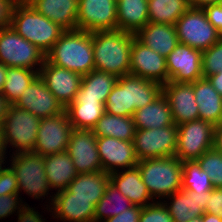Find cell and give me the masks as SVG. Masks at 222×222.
Wrapping results in <instances>:
<instances>
[{"label": "cell", "mask_w": 222, "mask_h": 222, "mask_svg": "<svg viewBox=\"0 0 222 222\" xmlns=\"http://www.w3.org/2000/svg\"><path fill=\"white\" fill-rule=\"evenodd\" d=\"M163 85L131 74L118 77L107 96L105 112L133 117L136 110L152 103L162 94Z\"/></svg>", "instance_id": "1"}, {"label": "cell", "mask_w": 222, "mask_h": 222, "mask_svg": "<svg viewBox=\"0 0 222 222\" xmlns=\"http://www.w3.org/2000/svg\"><path fill=\"white\" fill-rule=\"evenodd\" d=\"M45 59L58 67L85 75L95 70L92 33L84 30H65Z\"/></svg>", "instance_id": "2"}, {"label": "cell", "mask_w": 222, "mask_h": 222, "mask_svg": "<svg viewBox=\"0 0 222 222\" xmlns=\"http://www.w3.org/2000/svg\"><path fill=\"white\" fill-rule=\"evenodd\" d=\"M134 33L122 30L92 32L95 70L122 77L130 71Z\"/></svg>", "instance_id": "3"}, {"label": "cell", "mask_w": 222, "mask_h": 222, "mask_svg": "<svg viewBox=\"0 0 222 222\" xmlns=\"http://www.w3.org/2000/svg\"><path fill=\"white\" fill-rule=\"evenodd\" d=\"M13 29L45 55L65 31L38 13L26 0H20L12 13Z\"/></svg>", "instance_id": "4"}, {"label": "cell", "mask_w": 222, "mask_h": 222, "mask_svg": "<svg viewBox=\"0 0 222 222\" xmlns=\"http://www.w3.org/2000/svg\"><path fill=\"white\" fill-rule=\"evenodd\" d=\"M137 167L155 201H162L182 189V161L175 156L143 159Z\"/></svg>", "instance_id": "5"}, {"label": "cell", "mask_w": 222, "mask_h": 222, "mask_svg": "<svg viewBox=\"0 0 222 222\" xmlns=\"http://www.w3.org/2000/svg\"><path fill=\"white\" fill-rule=\"evenodd\" d=\"M8 158L7 165L14 171L18 181V194L21 196L23 191L31 199H42V202L46 198L49 201L44 202L47 203L45 206L50 207L54 194L49 193L52 190L45 174L44 157L34 152H23Z\"/></svg>", "instance_id": "6"}, {"label": "cell", "mask_w": 222, "mask_h": 222, "mask_svg": "<svg viewBox=\"0 0 222 222\" xmlns=\"http://www.w3.org/2000/svg\"><path fill=\"white\" fill-rule=\"evenodd\" d=\"M40 120L27 110L20 109L15 105L9 106L1 127V145L7 155L33 151Z\"/></svg>", "instance_id": "7"}, {"label": "cell", "mask_w": 222, "mask_h": 222, "mask_svg": "<svg viewBox=\"0 0 222 222\" xmlns=\"http://www.w3.org/2000/svg\"><path fill=\"white\" fill-rule=\"evenodd\" d=\"M45 54L21 37L12 26L0 29V63L40 72Z\"/></svg>", "instance_id": "8"}, {"label": "cell", "mask_w": 222, "mask_h": 222, "mask_svg": "<svg viewBox=\"0 0 222 222\" xmlns=\"http://www.w3.org/2000/svg\"><path fill=\"white\" fill-rule=\"evenodd\" d=\"M175 28L179 43L201 51L209 49L222 38L201 7H190L177 20Z\"/></svg>", "instance_id": "9"}, {"label": "cell", "mask_w": 222, "mask_h": 222, "mask_svg": "<svg viewBox=\"0 0 222 222\" xmlns=\"http://www.w3.org/2000/svg\"><path fill=\"white\" fill-rule=\"evenodd\" d=\"M215 126L204 120H194L177 125V149L175 157L182 162L197 160L213 149Z\"/></svg>", "instance_id": "10"}, {"label": "cell", "mask_w": 222, "mask_h": 222, "mask_svg": "<svg viewBox=\"0 0 222 222\" xmlns=\"http://www.w3.org/2000/svg\"><path fill=\"white\" fill-rule=\"evenodd\" d=\"M134 149L138 160L175 156L177 126L154 129H136Z\"/></svg>", "instance_id": "11"}, {"label": "cell", "mask_w": 222, "mask_h": 222, "mask_svg": "<svg viewBox=\"0 0 222 222\" xmlns=\"http://www.w3.org/2000/svg\"><path fill=\"white\" fill-rule=\"evenodd\" d=\"M72 130L66 111L53 117L42 118L32 152L45 157L66 151Z\"/></svg>", "instance_id": "12"}, {"label": "cell", "mask_w": 222, "mask_h": 222, "mask_svg": "<svg viewBox=\"0 0 222 222\" xmlns=\"http://www.w3.org/2000/svg\"><path fill=\"white\" fill-rule=\"evenodd\" d=\"M76 29L90 33L117 30V1L78 0Z\"/></svg>", "instance_id": "13"}, {"label": "cell", "mask_w": 222, "mask_h": 222, "mask_svg": "<svg viewBox=\"0 0 222 222\" xmlns=\"http://www.w3.org/2000/svg\"><path fill=\"white\" fill-rule=\"evenodd\" d=\"M168 82L193 83L203 78L202 51L178 43L166 57Z\"/></svg>", "instance_id": "14"}, {"label": "cell", "mask_w": 222, "mask_h": 222, "mask_svg": "<svg viewBox=\"0 0 222 222\" xmlns=\"http://www.w3.org/2000/svg\"><path fill=\"white\" fill-rule=\"evenodd\" d=\"M129 74L164 85L168 82L166 58L134 37L130 52Z\"/></svg>", "instance_id": "15"}, {"label": "cell", "mask_w": 222, "mask_h": 222, "mask_svg": "<svg viewBox=\"0 0 222 222\" xmlns=\"http://www.w3.org/2000/svg\"><path fill=\"white\" fill-rule=\"evenodd\" d=\"M96 143L97 137L92 130H72L66 152L78 174L102 171Z\"/></svg>", "instance_id": "16"}, {"label": "cell", "mask_w": 222, "mask_h": 222, "mask_svg": "<svg viewBox=\"0 0 222 222\" xmlns=\"http://www.w3.org/2000/svg\"><path fill=\"white\" fill-rule=\"evenodd\" d=\"M96 144L102 170L108 174L134 168L139 162L133 141L97 137Z\"/></svg>", "instance_id": "17"}, {"label": "cell", "mask_w": 222, "mask_h": 222, "mask_svg": "<svg viewBox=\"0 0 222 222\" xmlns=\"http://www.w3.org/2000/svg\"><path fill=\"white\" fill-rule=\"evenodd\" d=\"M14 105L29 111L40 119L53 117L65 111V108L47 88L46 83L39 75Z\"/></svg>", "instance_id": "18"}, {"label": "cell", "mask_w": 222, "mask_h": 222, "mask_svg": "<svg viewBox=\"0 0 222 222\" xmlns=\"http://www.w3.org/2000/svg\"><path fill=\"white\" fill-rule=\"evenodd\" d=\"M39 76L64 108L73 102L82 80L81 74L53 65L46 59Z\"/></svg>", "instance_id": "19"}, {"label": "cell", "mask_w": 222, "mask_h": 222, "mask_svg": "<svg viewBox=\"0 0 222 222\" xmlns=\"http://www.w3.org/2000/svg\"><path fill=\"white\" fill-rule=\"evenodd\" d=\"M162 93L169 103L175 125L199 119L193 83L169 81L163 85Z\"/></svg>", "instance_id": "20"}, {"label": "cell", "mask_w": 222, "mask_h": 222, "mask_svg": "<svg viewBox=\"0 0 222 222\" xmlns=\"http://www.w3.org/2000/svg\"><path fill=\"white\" fill-rule=\"evenodd\" d=\"M44 213H51V219L62 222H94L95 206L88 199L71 198V193L66 189L54 193L50 207L45 208Z\"/></svg>", "instance_id": "21"}, {"label": "cell", "mask_w": 222, "mask_h": 222, "mask_svg": "<svg viewBox=\"0 0 222 222\" xmlns=\"http://www.w3.org/2000/svg\"><path fill=\"white\" fill-rule=\"evenodd\" d=\"M208 201V191L197 193L179 190L162 200L174 222H188L202 216Z\"/></svg>", "instance_id": "22"}, {"label": "cell", "mask_w": 222, "mask_h": 222, "mask_svg": "<svg viewBox=\"0 0 222 222\" xmlns=\"http://www.w3.org/2000/svg\"><path fill=\"white\" fill-rule=\"evenodd\" d=\"M110 182L128 198L133 205L144 207L155 202L144 184L137 166L111 173Z\"/></svg>", "instance_id": "23"}, {"label": "cell", "mask_w": 222, "mask_h": 222, "mask_svg": "<svg viewBox=\"0 0 222 222\" xmlns=\"http://www.w3.org/2000/svg\"><path fill=\"white\" fill-rule=\"evenodd\" d=\"M38 13L64 30H75L78 0H26Z\"/></svg>", "instance_id": "24"}, {"label": "cell", "mask_w": 222, "mask_h": 222, "mask_svg": "<svg viewBox=\"0 0 222 222\" xmlns=\"http://www.w3.org/2000/svg\"><path fill=\"white\" fill-rule=\"evenodd\" d=\"M135 37L165 58L179 43L175 25L171 24L149 22L135 34Z\"/></svg>", "instance_id": "25"}, {"label": "cell", "mask_w": 222, "mask_h": 222, "mask_svg": "<svg viewBox=\"0 0 222 222\" xmlns=\"http://www.w3.org/2000/svg\"><path fill=\"white\" fill-rule=\"evenodd\" d=\"M195 100L198 105L199 119L216 126L222 123V95L207 78L193 82Z\"/></svg>", "instance_id": "26"}, {"label": "cell", "mask_w": 222, "mask_h": 222, "mask_svg": "<svg viewBox=\"0 0 222 222\" xmlns=\"http://www.w3.org/2000/svg\"><path fill=\"white\" fill-rule=\"evenodd\" d=\"M109 182L110 174L103 170L78 174L66 190L71 193V198L88 199L95 206L104 196Z\"/></svg>", "instance_id": "27"}, {"label": "cell", "mask_w": 222, "mask_h": 222, "mask_svg": "<svg viewBox=\"0 0 222 222\" xmlns=\"http://www.w3.org/2000/svg\"><path fill=\"white\" fill-rule=\"evenodd\" d=\"M45 174L53 192L63 191L78 175L69 154L64 151L44 157Z\"/></svg>", "instance_id": "28"}, {"label": "cell", "mask_w": 222, "mask_h": 222, "mask_svg": "<svg viewBox=\"0 0 222 222\" xmlns=\"http://www.w3.org/2000/svg\"><path fill=\"white\" fill-rule=\"evenodd\" d=\"M65 111L73 129L92 130L105 113V104L99 99L74 98Z\"/></svg>", "instance_id": "29"}, {"label": "cell", "mask_w": 222, "mask_h": 222, "mask_svg": "<svg viewBox=\"0 0 222 222\" xmlns=\"http://www.w3.org/2000/svg\"><path fill=\"white\" fill-rule=\"evenodd\" d=\"M136 129H154L174 124L169 103L163 93L152 103L135 111L133 115Z\"/></svg>", "instance_id": "30"}, {"label": "cell", "mask_w": 222, "mask_h": 222, "mask_svg": "<svg viewBox=\"0 0 222 222\" xmlns=\"http://www.w3.org/2000/svg\"><path fill=\"white\" fill-rule=\"evenodd\" d=\"M147 23L148 0L117 1V30L136 34Z\"/></svg>", "instance_id": "31"}, {"label": "cell", "mask_w": 222, "mask_h": 222, "mask_svg": "<svg viewBox=\"0 0 222 222\" xmlns=\"http://www.w3.org/2000/svg\"><path fill=\"white\" fill-rule=\"evenodd\" d=\"M118 77L114 74L92 70L82 75L81 85L75 98L99 99L105 104L107 96L115 86Z\"/></svg>", "instance_id": "32"}, {"label": "cell", "mask_w": 222, "mask_h": 222, "mask_svg": "<svg viewBox=\"0 0 222 222\" xmlns=\"http://www.w3.org/2000/svg\"><path fill=\"white\" fill-rule=\"evenodd\" d=\"M133 117H124L104 113L92 128L96 137H112L124 141H133L135 135Z\"/></svg>", "instance_id": "33"}, {"label": "cell", "mask_w": 222, "mask_h": 222, "mask_svg": "<svg viewBox=\"0 0 222 222\" xmlns=\"http://www.w3.org/2000/svg\"><path fill=\"white\" fill-rule=\"evenodd\" d=\"M190 7L189 0H148L149 22L175 25Z\"/></svg>", "instance_id": "34"}, {"label": "cell", "mask_w": 222, "mask_h": 222, "mask_svg": "<svg viewBox=\"0 0 222 222\" xmlns=\"http://www.w3.org/2000/svg\"><path fill=\"white\" fill-rule=\"evenodd\" d=\"M132 205L131 201L109 182L104 196L95 205L94 222H103L127 210Z\"/></svg>", "instance_id": "35"}, {"label": "cell", "mask_w": 222, "mask_h": 222, "mask_svg": "<svg viewBox=\"0 0 222 222\" xmlns=\"http://www.w3.org/2000/svg\"><path fill=\"white\" fill-rule=\"evenodd\" d=\"M38 75L39 72L35 70L21 67H8L1 94L10 105H14Z\"/></svg>", "instance_id": "36"}, {"label": "cell", "mask_w": 222, "mask_h": 222, "mask_svg": "<svg viewBox=\"0 0 222 222\" xmlns=\"http://www.w3.org/2000/svg\"><path fill=\"white\" fill-rule=\"evenodd\" d=\"M182 189L202 193L211 191L214 187L206 171L201 169L197 160L182 162Z\"/></svg>", "instance_id": "37"}, {"label": "cell", "mask_w": 222, "mask_h": 222, "mask_svg": "<svg viewBox=\"0 0 222 222\" xmlns=\"http://www.w3.org/2000/svg\"><path fill=\"white\" fill-rule=\"evenodd\" d=\"M197 161L210 177L213 187L222 188V153L213 148L202 154Z\"/></svg>", "instance_id": "38"}, {"label": "cell", "mask_w": 222, "mask_h": 222, "mask_svg": "<svg viewBox=\"0 0 222 222\" xmlns=\"http://www.w3.org/2000/svg\"><path fill=\"white\" fill-rule=\"evenodd\" d=\"M222 71V38L202 51L203 78Z\"/></svg>", "instance_id": "39"}, {"label": "cell", "mask_w": 222, "mask_h": 222, "mask_svg": "<svg viewBox=\"0 0 222 222\" xmlns=\"http://www.w3.org/2000/svg\"><path fill=\"white\" fill-rule=\"evenodd\" d=\"M139 222H174L162 201H155L142 207Z\"/></svg>", "instance_id": "40"}, {"label": "cell", "mask_w": 222, "mask_h": 222, "mask_svg": "<svg viewBox=\"0 0 222 222\" xmlns=\"http://www.w3.org/2000/svg\"><path fill=\"white\" fill-rule=\"evenodd\" d=\"M19 194H8L0 196V220L9 218L11 215H17L19 211L28 205ZM17 211V212H16Z\"/></svg>", "instance_id": "41"}, {"label": "cell", "mask_w": 222, "mask_h": 222, "mask_svg": "<svg viewBox=\"0 0 222 222\" xmlns=\"http://www.w3.org/2000/svg\"><path fill=\"white\" fill-rule=\"evenodd\" d=\"M6 166L0 172V196L18 194V181L14 171L8 165Z\"/></svg>", "instance_id": "42"}, {"label": "cell", "mask_w": 222, "mask_h": 222, "mask_svg": "<svg viewBox=\"0 0 222 222\" xmlns=\"http://www.w3.org/2000/svg\"><path fill=\"white\" fill-rule=\"evenodd\" d=\"M204 212L215 214L222 218V188H213L208 191V201H206Z\"/></svg>", "instance_id": "43"}, {"label": "cell", "mask_w": 222, "mask_h": 222, "mask_svg": "<svg viewBox=\"0 0 222 222\" xmlns=\"http://www.w3.org/2000/svg\"><path fill=\"white\" fill-rule=\"evenodd\" d=\"M208 21L221 33L222 36V3L204 5Z\"/></svg>", "instance_id": "44"}, {"label": "cell", "mask_w": 222, "mask_h": 222, "mask_svg": "<svg viewBox=\"0 0 222 222\" xmlns=\"http://www.w3.org/2000/svg\"><path fill=\"white\" fill-rule=\"evenodd\" d=\"M20 0H0V29L11 26L12 13Z\"/></svg>", "instance_id": "45"}, {"label": "cell", "mask_w": 222, "mask_h": 222, "mask_svg": "<svg viewBox=\"0 0 222 222\" xmlns=\"http://www.w3.org/2000/svg\"><path fill=\"white\" fill-rule=\"evenodd\" d=\"M142 207L137 205H132L127 210L121 212L120 214L110 217L103 222H139V217Z\"/></svg>", "instance_id": "46"}, {"label": "cell", "mask_w": 222, "mask_h": 222, "mask_svg": "<svg viewBox=\"0 0 222 222\" xmlns=\"http://www.w3.org/2000/svg\"><path fill=\"white\" fill-rule=\"evenodd\" d=\"M36 208L30 207L29 204L25 205L17 214V222H46L47 220L43 213L40 214L38 210L35 211Z\"/></svg>", "instance_id": "47"}, {"label": "cell", "mask_w": 222, "mask_h": 222, "mask_svg": "<svg viewBox=\"0 0 222 222\" xmlns=\"http://www.w3.org/2000/svg\"><path fill=\"white\" fill-rule=\"evenodd\" d=\"M215 90L222 95V71L206 77Z\"/></svg>", "instance_id": "48"}, {"label": "cell", "mask_w": 222, "mask_h": 222, "mask_svg": "<svg viewBox=\"0 0 222 222\" xmlns=\"http://www.w3.org/2000/svg\"><path fill=\"white\" fill-rule=\"evenodd\" d=\"M213 148L222 153V123L215 126Z\"/></svg>", "instance_id": "49"}, {"label": "cell", "mask_w": 222, "mask_h": 222, "mask_svg": "<svg viewBox=\"0 0 222 222\" xmlns=\"http://www.w3.org/2000/svg\"><path fill=\"white\" fill-rule=\"evenodd\" d=\"M10 104L5 97L0 93V129L3 125L4 118L7 114Z\"/></svg>", "instance_id": "50"}, {"label": "cell", "mask_w": 222, "mask_h": 222, "mask_svg": "<svg viewBox=\"0 0 222 222\" xmlns=\"http://www.w3.org/2000/svg\"><path fill=\"white\" fill-rule=\"evenodd\" d=\"M191 7H203L207 4L222 3V0H189Z\"/></svg>", "instance_id": "51"}, {"label": "cell", "mask_w": 222, "mask_h": 222, "mask_svg": "<svg viewBox=\"0 0 222 222\" xmlns=\"http://www.w3.org/2000/svg\"><path fill=\"white\" fill-rule=\"evenodd\" d=\"M202 222H222V218L215 214L205 212L202 215Z\"/></svg>", "instance_id": "52"}, {"label": "cell", "mask_w": 222, "mask_h": 222, "mask_svg": "<svg viewBox=\"0 0 222 222\" xmlns=\"http://www.w3.org/2000/svg\"><path fill=\"white\" fill-rule=\"evenodd\" d=\"M7 66L3 63H0V93H2V89L6 80Z\"/></svg>", "instance_id": "53"}, {"label": "cell", "mask_w": 222, "mask_h": 222, "mask_svg": "<svg viewBox=\"0 0 222 222\" xmlns=\"http://www.w3.org/2000/svg\"><path fill=\"white\" fill-rule=\"evenodd\" d=\"M6 156L8 157L7 153H0V172L5 167V165L7 164L8 158Z\"/></svg>", "instance_id": "54"}, {"label": "cell", "mask_w": 222, "mask_h": 222, "mask_svg": "<svg viewBox=\"0 0 222 222\" xmlns=\"http://www.w3.org/2000/svg\"><path fill=\"white\" fill-rule=\"evenodd\" d=\"M188 222H202V216L197 217V218H195V219H191V220H189Z\"/></svg>", "instance_id": "55"}, {"label": "cell", "mask_w": 222, "mask_h": 222, "mask_svg": "<svg viewBox=\"0 0 222 222\" xmlns=\"http://www.w3.org/2000/svg\"><path fill=\"white\" fill-rule=\"evenodd\" d=\"M0 153H6L1 145V129H0Z\"/></svg>", "instance_id": "56"}]
</instances>
